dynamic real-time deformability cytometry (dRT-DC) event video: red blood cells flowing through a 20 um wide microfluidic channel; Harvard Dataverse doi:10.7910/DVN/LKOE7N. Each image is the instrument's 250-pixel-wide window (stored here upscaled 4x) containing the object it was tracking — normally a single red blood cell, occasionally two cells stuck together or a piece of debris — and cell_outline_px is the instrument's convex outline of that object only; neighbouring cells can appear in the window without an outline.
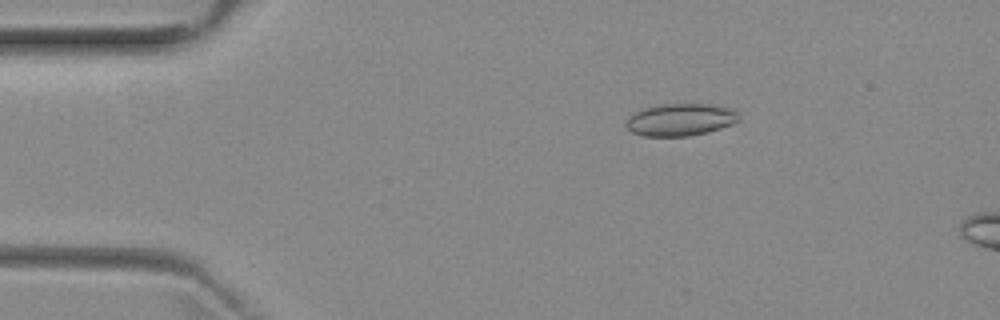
{"species": "common noctule bat (a hibernating species)", "species_latin": "Nyctalus noctula", "temperature_condition": "room temperature", "stored_images_in_passage": 5, "camera_frame_rate_fps": 3000, "um_per_image_px": 0.085, "animal": {"sex": "female", "body_mass_g": 29.2, "forearm_length_mm": 56.3}, "frame": {"image": 1, "passage_image": 3, "time_ms": 2.333, "image_size_px": [1000, 320], "cell_outline_px": [[740, 120], [732, 124], [708, 132], [688, 136], [644, 136], [632, 132], [624, 124], [636, 112], [644, 108], [664, 104], [708, 104], [736, 108], [740, 116]], "centroid_in_image_um": [57.91, 10.17], "position_along_channel_um": 27.1, "area_um2": 21.21}}